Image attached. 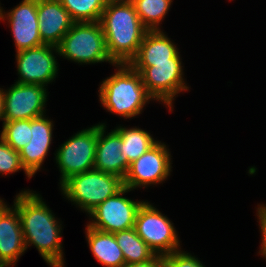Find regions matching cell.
<instances>
[{
  "label": "cell",
  "mask_w": 266,
  "mask_h": 267,
  "mask_svg": "<svg viewBox=\"0 0 266 267\" xmlns=\"http://www.w3.org/2000/svg\"><path fill=\"white\" fill-rule=\"evenodd\" d=\"M40 196L28 189L21 191L13 201L19 213L26 249L33 244L48 265L64 267L62 226Z\"/></svg>",
  "instance_id": "cell-1"
},
{
  "label": "cell",
  "mask_w": 266,
  "mask_h": 267,
  "mask_svg": "<svg viewBox=\"0 0 266 267\" xmlns=\"http://www.w3.org/2000/svg\"><path fill=\"white\" fill-rule=\"evenodd\" d=\"M99 22L112 61L115 64H129L148 31L139 19L133 3H108Z\"/></svg>",
  "instance_id": "cell-2"
},
{
  "label": "cell",
  "mask_w": 266,
  "mask_h": 267,
  "mask_svg": "<svg viewBox=\"0 0 266 267\" xmlns=\"http://www.w3.org/2000/svg\"><path fill=\"white\" fill-rule=\"evenodd\" d=\"M115 74L105 78L99 87V101L108 112L133 118L146 103L154 100L145 89L141 74L129 64H116Z\"/></svg>",
  "instance_id": "cell-3"
},
{
  "label": "cell",
  "mask_w": 266,
  "mask_h": 267,
  "mask_svg": "<svg viewBox=\"0 0 266 267\" xmlns=\"http://www.w3.org/2000/svg\"><path fill=\"white\" fill-rule=\"evenodd\" d=\"M123 186L119 176L92 169L71 176L60 188L66 199L89 214Z\"/></svg>",
  "instance_id": "cell-4"
},
{
  "label": "cell",
  "mask_w": 266,
  "mask_h": 267,
  "mask_svg": "<svg viewBox=\"0 0 266 267\" xmlns=\"http://www.w3.org/2000/svg\"><path fill=\"white\" fill-rule=\"evenodd\" d=\"M57 48L58 55L80 64L108 62L116 65L108 55L99 21L74 23Z\"/></svg>",
  "instance_id": "cell-5"
},
{
  "label": "cell",
  "mask_w": 266,
  "mask_h": 267,
  "mask_svg": "<svg viewBox=\"0 0 266 267\" xmlns=\"http://www.w3.org/2000/svg\"><path fill=\"white\" fill-rule=\"evenodd\" d=\"M97 140L98 124L77 132L57 149L60 186L71 176L94 169Z\"/></svg>",
  "instance_id": "cell-6"
},
{
  "label": "cell",
  "mask_w": 266,
  "mask_h": 267,
  "mask_svg": "<svg viewBox=\"0 0 266 267\" xmlns=\"http://www.w3.org/2000/svg\"><path fill=\"white\" fill-rule=\"evenodd\" d=\"M135 230L156 255L165 256L180 250V241L173 223L149 202L138 210Z\"/></svg>",
  "instance_id": "cell-7"
},
{
  "label": "cell",
  "mask_w": 266,
  "mask_h": 267,
  "mask_svg": "<svg viewBox=\"0 0 266 267\" xmlns=\"http://www.w3.org/2000/svg\"><path fill=\"white\" fill-rule=\"evenodd\" d=\"M140 74L148 94L168 106L170 112L176 95L189 89L184 82L179 52L171 58V62L151 63V67H146Z\"/></svg>",
  "instance_id": "cell-8"
},
{
  "label": "cell",
  "mask_w": 266,
  "mask_h": 267,
  "mask_svg": "<svg viewBox=\"0 0 266 267\" xmlns=\"http://www.w3.org/2000/svg\"><path fill=\"white\" fill-rule=\"evenodd\" d=\"M131 189L123 186L116 194L110 196L89 213L92 221L89 227L109 233L135 227L139 208L145 201H134L122 197Z\"/></svg>",
  "instance_id": "cell-9"
},
{
  "label": "cell",
  "mask_w": 266,
  "mask_h": 267,
  "mask_svg": "<svg viewBox=\"0 0 266 267\" xmlns=\"http://www.w3.org/2000/svg\"><path fill=\"white\" fill-rule=\"evenodd\" d=\"M164 143L158 141L130 164L123 185L131 190L162 183L170 176L171 154Z\"/></svg>",
  "instance_id": "cell-10"
},
{
  "label": "cell",
  "mask_w": 266,
  "mask_h": 267,
  "mask_svg": "<svg viewBox=\"0 0 266 267\" xmlns=\"http://www.w3.org/2000/svg\"><path fill=\"white\" fill-rule=\"evenodd\" d=\"M58 48L52 45H40L16 53L17 71L21 84H39L47 86L58 74V63L54 53Z\"/></svg>",
  "instance_id": "cell-11"
},
{
  "label": "cell",
  "mask_w": 266,
  "mask_h": 267,
  "mask_svg": "<svg viewBox=\"0 0 266 267\" xmlns=\"http://www.w3.org/2000/svg\"><path fill=\"white\" fill-rule=\"evenodd\" d=\"M46 87L39 84L15 82L4 95V121L34 119L45 115L47 101Z\"/></svg>",
  "instance_id": "cell-12"
},
{
  "label": "cell",
  "mask_w": 266,
  "mask_h": 267,
  "mask_svg": "<svg viewBox=\"0 0 266 267\" xmlns=\"http://www.w3.org/2000/svg\"><path fill=\"white\" fill-rule=\"evenodd\" d=\"M5 13L0 7V20H8L16 52L43 45L37 19V0H22Z\"/></svg>",
  "instance_id": "cell-13"
},
{
  "label": "cell",
  "mask_w": 266,
  "mask_h": 267,
  "mask_svg": "<svg viewBox=\"0 0 266 267\" xmlns=\"http://www.w3.org/2000/svg\"><path fill=\"white\" fill-rule=\"evenodd\" d=\"M121 146V135L115 129L106 135V124L99 123L94 169L124 179L130 163L126 157H123Z\"/></svg>",
  "instance_id": "cell-14"
},
{
  "label": "cell",
  "mask_w": 266,
  "mask_h": 267,
  "mask_svg": "<svg viewBox=\"0 0 266 267\" xmlns=\"http://www.w3.org/2000/svg\"><path fill=\"white\" fill-rule=\"evenodd\" d=\"M37 19L42 43L55 47L75 23L59 0H37Z\"/></svg>",
  "instance_id": "cell-15"
},
{
  "label": "cell",
  "mask_w": 266,
  "mask_h": 267,
  "mask_svg": "<svg viewBox=\"0 0 266 267\" xmlns=\"http://www.w3.org/2000/svg\"><path fill=\"white\" fill-rule=\"evenodd\" d=\"M26 251L18 211L12 206L0 213V267H13Z\"/></svg>",
  "instance_id": "cell-16"
},
{
  "label": "cell",
  "mask_w": 266,
  "mask_h": 267,
  "mask_svg": "<svg viewBox=\"0 0 266 267\" xmlns=\"http://www.w3.org/2000/svg\"><path fill=\"white\" fill-rule=\"evenodd\" d=\"M44 116L31 119L32 138L19 151L21 163L32 177L41 169L52 143L53 121Z\"/></svg>",
  "instance_id": "cell-17"
},
{
  "label": "cell",
  "mask_w": 266,
  "mask_h": 267,
  "mask_svg": "<svg viewBox=\"0 0 266 267\" xmlns=\"http://www.w3.org/2000/svg\"><path fill=\"white\" fill-rule=\"evenodd\" d=\"M178 52L177 46L162 30L147 31L129 65L141 73L146 67H151V63L171 62Z\"/></svg>",
  "instance_id": "cell-18"
},
{
  "label": "cell",
  "mask_w": 266,
  "mask_h": 267,
  "mask_svg": "<svg viewBox=\"0 0 266 267\" xmlns=\"http://www.w3.org/2000/svg\"><path fill=\"white\" fill-rule=\"evenodd\" d=\"M86 239L95 259L105 267H125V259L113 233L86 226Z\"/></svg>",
  "instance_id": "cell-19"
},
{
  "label": "cell",
  "mask_w": 266,
  "mask_h": 267,
  "mask_svg": "<svg viewBox=\"0 0 266 267\" xmlns=\"http://www.w3.org/2000/svg\"><path fill=\"white\" fill-rule=\"evenodd\" d=\"M116 242L122 250L125 265L153 259L156 254L137 234L134 227L114 233Z\"/></svg>",
  "instance_id": "cell-20"
},
{
  "label": "cell",
  "mask_w": 266,
  "mask_h": 267,
  "mask_svg": "<svg viewBox=\"0 0 266 267\" xmlns=\"http://www.w3.org/2000/svg\"><path fill=\"white\" fill-rule=\"evenodd\" d=\"M115 130L122 138L121 153H123V157H126L130 164L158 142L154 140L149 132L139 127L125 128L119 126Z\"/></svg>",
  "instance_id": "cell-21"
},
{
  "label": "cell",
  "mask_w": 266,
  "mask_h": 267,
  "mask_svg": "<svg viewBox=\"0 0 266 267\" xmlns=\"http://www.w3.org/2000/svg\"><path fill=\"white\" fill-rule=\"evenodd\" d=\"M172 0H133L135 11L148 31L161 30L160 22L171 7Z\"/></svg>",
  "instance_id": "cell-22"
},
{
  "label": "cell",
  "mask_w": 266,
  "mask_h": 267,
  "mask_svg": "<svg viewBox=\"0 0 266 267\" xmlns=\"http://www.w3.org/2000/svg\"><path fill=\"white\" fill-rule=\"evenodd\" d=\"M75 23L98 22L107 3L105 0H59Z\"/></svg>",
  "instance_id": "cell-23"
},
{
  "label": "cell",
  "mask_w": 266,
  "mask_h": 267,
  "mask_svg": "<svg viewBox=\"0 0 266 267\" xmlns=\"http://www.w3.org/2000/svg\"><path fill=\"white\" fill-rule=\"evenodd\" d=\"M31 119L4 121L0 137L14 150L20 151L32 138Z\"/></svg>",
  "instance_id": "cell-24"
},
{
  "label": "cell",
  "mask_w": 266,
  "mask_h": 267,
  "mask_svg": "<svg viewBox=\"0 0 266 267\" xmlns=\"http://www.w3.org/2000/svg\"><path fill=\"white\" fill-rule=\"evenodd\" d=\"M24 170L26 176L30 179L32 176L23 167L20 159L19 151L11 148L1 137H0V174H11Z\"/></svg>",
  "instance_id": "cell-25"
},
{
  "label": "cell",
  "mask_w": 266,
  "mask_h": 267,
  "mask_svg": "<svg viewBox=\"0 0 266 267\" xmlns=\"http://www.w3.org/2000/svg\"><path fill=\"white\" fill-rule=\"evenodd\" d=\"M171 267H205L198 258L181 250L164 256Z\"/></svg>",
  "instance_id": "cell-26"
},
{
  "label": "cell",
  "mask_w": 266,
  "mask_h": 267,
  "mask_svg": "<svg viewBox=\"0 0 266 267\" xmlns=\"http://www.w3.org/2000/svg\"><path fill=\"white\" fill-rule=\"evenodd\" d=\"M257 216L259 219V228L261 229V246L259 254L266 258V206L261 204L257 208Z\"/></svg>",
  "instance_id": "cell-27"
},
{
  "label": "cell",
  "mask_w": 266,
  "mask_h": 267,
  "mask_svg": "<svg viewBox=\"0 0 266 267\" xmlns=\"http://www.w3.org/2000/svg\"><path fill=\"white\" fill-rule=\"evenodd\" d=\"M125 267H163V256L156 255L151 260L130 263L125 265Z\"/></svg>",
  "instance_id": "cell-28"
},
{
  "label": "cell",
  "mask_w": 266,
  "mask_h": 267,
  "mask_svg": "<svg viewBox=\"0 0 266 267\" xmlns=\"http://www.w3.org/2000/svg\"><path fill=\"white\" fill-rule=\"evenodd\" d=\"M3 103H4V95H3V89L0 88V120L4 122V109H3Z\"/></svg>",
  "instance_id": "cell-29"
},
{
  "label": "cell",
  "mask_w": 266,
  "mask_h": 267,
  "mask_svg": "<svg viewBox=\"0 0 266 267\" xmlns=\"http://www.w3.org/2000/svg\"><path fill=\"white\" fill-rule=\"evenodd\" d=\"M106 3L132 2L133 0H105Z\"/></svg>",
  "instance_id": "cell-30"
},
{
  "label": "cell",
  "mask_w": 266,
  "mask_h": 267,
  "mask_svg": "<svg viewBox=\"0 0 266 267\" xmlns=\"http://www.w3.org/2000/svg\"><path fill=\"white\" fill-rule=\"evenodd\" d=\"M7 207L6 203L0 199V213Z\"/></svg>",
  "instance_id": "cell-31"
},
{
  "label": "cell",
  "mask_w": 266,
  "mask_h": 267,
  "mask_svg": "<svg viewBox=\"0 0 266 267\" xmlns=\"http://www.w3.org/2000/svg\"><path fill=\"white\" fill-rule=\"evenodd\" d=\"M163 267H171L167 262L165 257L163 256Z\"/></svg>",
  "instance_id": "cell-32"
}]
</instances>
